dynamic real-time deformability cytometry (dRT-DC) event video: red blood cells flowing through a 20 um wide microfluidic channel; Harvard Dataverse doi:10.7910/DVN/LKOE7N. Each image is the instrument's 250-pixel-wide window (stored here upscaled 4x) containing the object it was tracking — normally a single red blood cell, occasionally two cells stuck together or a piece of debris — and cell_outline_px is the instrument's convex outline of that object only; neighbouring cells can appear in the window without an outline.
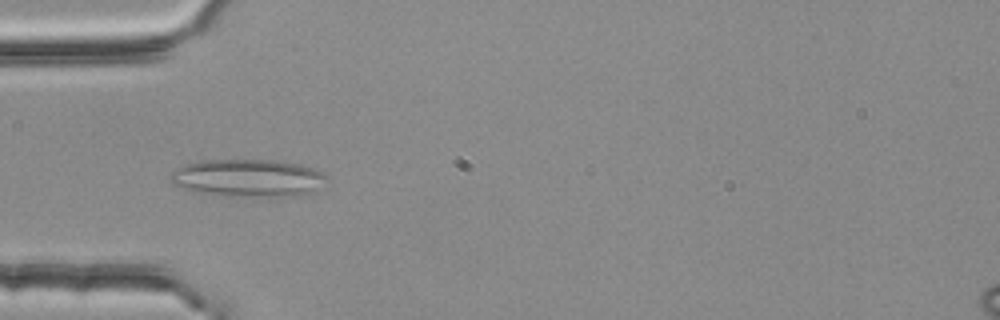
{"species": "common noctule bat (a hibernating species)", "species_latin": "Nyctalus noctula", "temperature_condition": "room temperature", "stored_images_in_passage": 3, "camera_frame_rate_fps": 3000, "um_per_image_px": 0.085, "animal": {"sex": "female", "body_mass_g": 25.1}, "frame": {"image": 1, "passage_image": 2, "time_ms": 0.333, "image_size_px": [1000, 320], "cell_outline_px": [[328, 176], [316, 188], [300, 196], [228, 196], [196, 192], [172, 184], [172, 172], [184, 164], [200, 160], [272, 160], [296, 164], [312, 168]], "centroid_in_image_um": [21.03, 15.13], "position_along_channel_um": 64.0, "area_um2": 33.7}}